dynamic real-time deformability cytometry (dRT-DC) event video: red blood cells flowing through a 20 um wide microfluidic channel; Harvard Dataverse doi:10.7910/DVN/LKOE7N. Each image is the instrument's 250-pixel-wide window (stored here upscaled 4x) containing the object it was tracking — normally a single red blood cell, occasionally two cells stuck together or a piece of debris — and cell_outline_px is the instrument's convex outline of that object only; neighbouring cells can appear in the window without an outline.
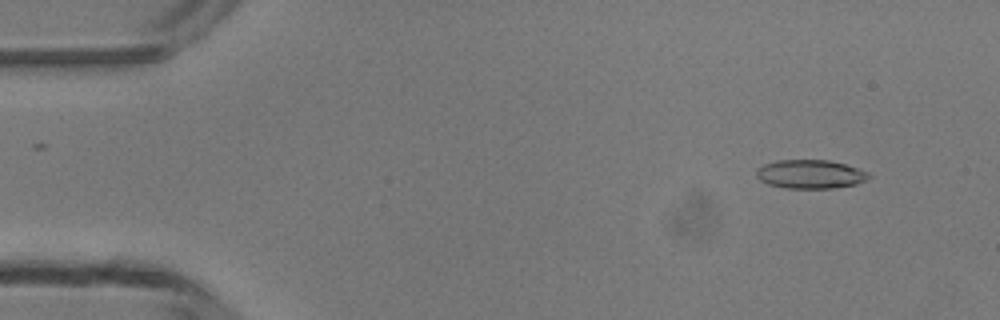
{"species": "common noctule bat (a hibernating species)", "species_latin": "Nyctalus noctula", "temperature_condition": "room temperature", "stored_images_in_passage": 16, "camera_frame_rate_fps": 3000, "um_per_image_px": 0.085, "animal": {"sex": "male", "body_mass_g": 13.3}, "frame": {"image": 1, "passage_image": 2, "time_ms": 0.333, "image_size_px": [1000, 320], "cell_outline_px": [[872, 176], [856, 184], [832, 188], [784, 188], [768, 184], [760, 180], [756, 176], [756, 168], [764, 164], [776, 160], [828, 160], [844, 164], [868, 172]], "centroid_in_image_um": [68.83, 14.8], "position_along_channel_um": 16.2, "area_um2": 18.79}}
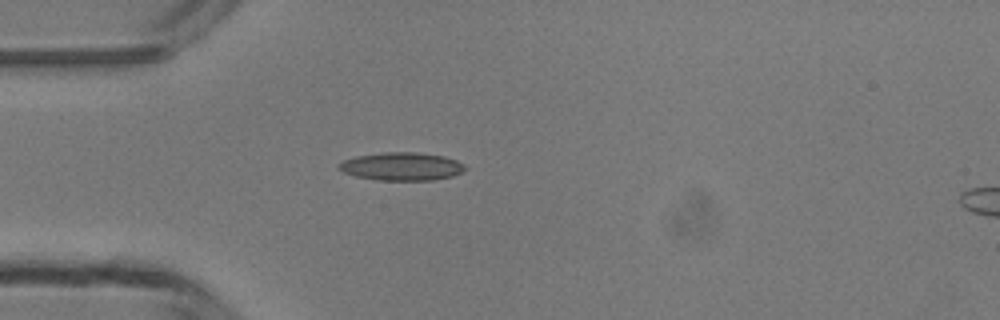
{"frame": {"image": 2, "passage_image": 11, "time_ms": 3.333, "image_size_px": [1000, 320], "cell_outline_px": [[468, 168], [452, 176], [432, 180], [376, 180], [356, 176], [344, 172], [336, 168], [336, 164], [344, 160], [356, 156], [384, 152], [416, 152], [444, 156], [456, 160], [464, 164]], "centroid_in_image_um": [34.12, 14.14], "position_along_channel_um": 50.9, "area_um2": 20.69}}
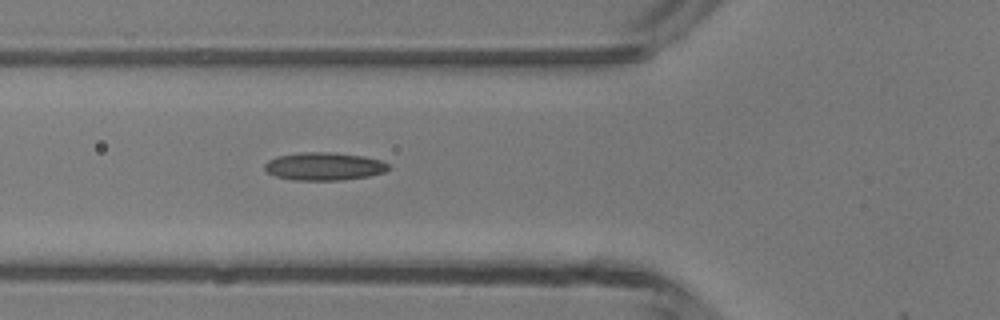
{"frame": {"image": 3, "passage_image": 15, "time_ms": 4.667, "image_size_px": [1000, 320], "cell_outline_px": [[392, 168], [384, 172], [368, 176], [344, 180], [292, 180], [276, 176], [268, 172], [264, 168], [264, 164], [268, 160], [276, 156], [300, 152], [332, 152], [364, 156], [380, 160], [388, 164]], "centroid_in_image_um": [27.55, 14.13], "position_along_channel_um": 98.3, "area_um2": 20.29}}